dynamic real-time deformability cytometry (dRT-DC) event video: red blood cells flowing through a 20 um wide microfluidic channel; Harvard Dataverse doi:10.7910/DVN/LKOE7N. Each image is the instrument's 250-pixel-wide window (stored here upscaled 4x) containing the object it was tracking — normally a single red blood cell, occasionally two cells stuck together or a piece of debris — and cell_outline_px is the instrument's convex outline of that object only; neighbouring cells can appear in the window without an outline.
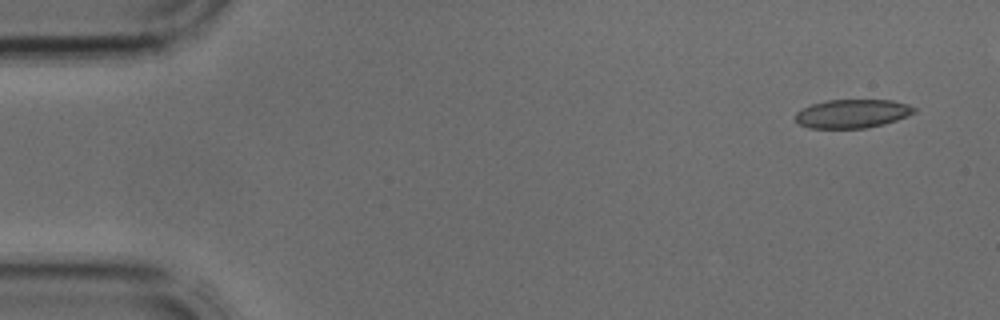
{"species": "common noctule bat (a hibernating species)", "species_latin": "Nyctalus noctula", "temperature_condition": "cold", "stored_images_in_passage": 4, "camera_frame_rate_fps": 3000, "um_per_image_px": 0.085, "animal": {"sex": "male", "body_mass_g": 17.9, "forearm_length_mm": 54.2}, "frame": {"image": 1, "passage_image": 1, "time_ms": 0.0, "image_size_px": [1000, 320], "cell_outline_px": [[916, 112], [908, 116], [884, 124], [864, 128], [808, 128], [800, 124], [796, 120], [796, 112], [812, 104], [828, 100], [892, 100], [908, 104], [916, 108]], "centroid_in_image_um": [72.48, 9.66], "position_along_channel_um": 12.5, "area_um2": 19.77}}